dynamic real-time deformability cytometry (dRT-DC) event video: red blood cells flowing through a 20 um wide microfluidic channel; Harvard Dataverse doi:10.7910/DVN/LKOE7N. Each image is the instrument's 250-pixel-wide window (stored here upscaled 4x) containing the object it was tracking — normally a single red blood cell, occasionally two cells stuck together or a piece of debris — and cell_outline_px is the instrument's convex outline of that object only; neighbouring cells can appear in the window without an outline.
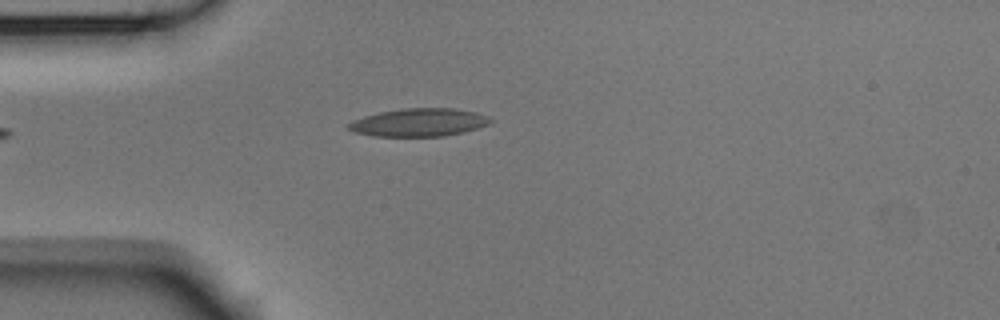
{"species": "Egyptian fruit bat (a non-hibernating species)", "species_latin": "Rousettus aegyptiacus", "temperature_condition": "room temperature", "stored_images_in_passage": 1, "camera_frame_rate_fps": 3000, "um_per_image_px": 0.085, "animal": {"sex": "male"}, "frame": {"image": 1, "passage_image": 1, "time_ms": 0.0, "image_size_px": [1000, 320], "cell_outline_px": [[492, 120], [488, 124], [464, 132], [444, 136], [372, 136], [356, 132], [348, 128], [348, 124], [352, 120], [364, 116], [380, 112], [404, 108], [452, 108], [476, 112], [488, 116]], "centroid_in_image_um": [35.61, 10.4], "position_along_channel_um": 49.4, "area_um2": 23.0}}